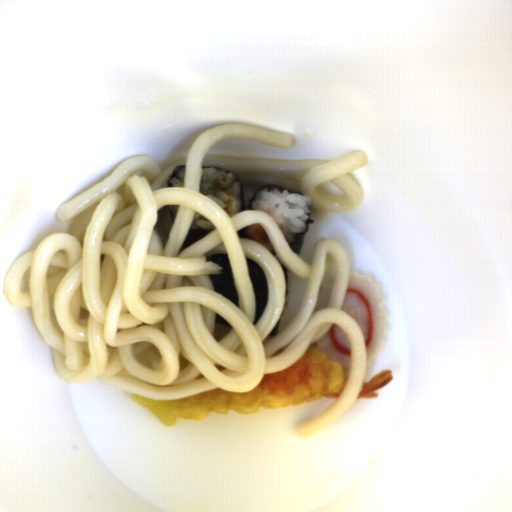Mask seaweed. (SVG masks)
Segmentation results:
<instances>
[{
	"label": "seaweed",
	"mask_w": 512,
	"mask_h": 512,
	"mask_svg": "<svg viewBox=\"0 0 512 512\" xmlns=\"http://www.w3.org/2000/svg\"><path fill=\"white\" fill-rule=\"evenodd\" d=\"M204 258L206 261H212L214 264L222 267L218 274H209L208 276L213 285L214 292L239 307V294L234 283L229 255L223 252H216L215 254L206 255Z\"/></svg>",
	"instance_id": "1"
},
{
	"label": "seaweed",
	"mask_w": 512,
	"mask_h": 512,
	"mask_svg": "<svg viewBox=\"0 0 512 512\" xmlns=\"http://www.w3.org/2000/svg\"><path fill=\"white\" fill-rule=\"evenodd\" d=\"M247 273L250 276L255 292V319L251 325L256 326L262 317L269 300L267 275L261 265L253 258L246 257Z\"/></svg>",
	"instance_id": "2"
},
{
	"label": "seaweed",
	"mask_w": 512,
	"mask_h": 512,
	"mask_svg": "<svg viewBox=\"0 0 512 512\" xmlns=\"http://www.w3.org/2000/svg\"><path fill=\"white\" fill-rule=\"evenodd\" d=\"M216 229H202V228L190 229L189 228L186 239L179 251L178 256L182 252H184L188 247H190L191 245H193L194 243H196L197 241H199L200 239H202L203 237L210 234L211 232H213Z\"/></svg>",
	"instance_id": "3"
},
{
	"label": "seaweed",
	"mask_w": 512,
	"mask_h": 512,
	"mask_svg": "<svg viewBox=\"0 0 512 512\" xmlns=\"http://www.w3.org/2000/svg\"><path fill=\"white\" fill-rule=\"evenodd\" d=\"M311 216H313V212L311 213L310 217L306 221V228L304 229V231L302 233H300L299 235L295 236V239L292 242H288L290 248L298 256H299L300 251H301V247H302L304 236L309 231L310 224L314 222V220L311 219Z\"/></svg>",
	"instance_id": "4"
},
{
	"label": "seaweed",
	"mask_w": 512,
	"mask_h": 512,
	"mask_svg": "<svg viewBox=\"0 0 512 512\" xmlns=\"http://www.w3.org/2000/svg\"><path fill=\"white\" fill-rule=\"evenodd\" d=\"M264 189H267V190L278 189L281 192L286 190L288 192V194H299L301 197L304 196L302 192H299V191H296V190H293V189H290V188H286V187H282V186H278V185H274V184L273 185H267V186H264L262 188H259L258 190H256L254 192V194L250 198V201H249V204H248V210H251V206H252L253 201L255 200L256 194L259 191H262Z\"/></svg>",
	"instance_id": "5"
},
{
	"label": "seaweed",
	"mask_w": 512,
	"mask_h": 512,
	"mask_svg": "<svg viewBox=\"0 0 512 512\" xmlns=\"http://www.w3.org/2000/svg\"><path fill=\"white\" fill-rule=\"evenodd\" d=\"M202 168L216 169V170L223 171V172H226V173H231L236 178V180L239 182V184H240V200H241L240 211H245L244 186H243V182L241 181L238 173H235V172H232V171H228V170H225V169H221V168L209 167V166H202Z\"/></svg>",
	"instance_id": "6"
},
{
	"label": "seaweed",
	"mask_w": 512,
	"mask_h": 512,
	"mask_svg": "<svg viewBox=\"0 0 512 512\" xmlns=\"http://www.w3.org/2000/svg\"><path fill=\"white\" fill-rule=\"evenodd\" d=\"M280 267L283 271V277H284V286H285V296L289 293V273H288V268L286 266H284L281 262H280Z\"/></svg>",
	"instance_id": "7"
},
{
	"label": "seaweed",
	"mask_w": 512,
	"mask_h": 512,
	"mask_svg": "<svg viewBox=\"0 0 512 512\" xmlns=\"http://www.w3.org/2000/svg\"><path fill=\"white\" fill-rule=\"evenodd\" d=\"M184 167L183 165H179L177 166L171 173L170 177L168 178L167 180V188H172L173 184L171 183L172 180L176 177V175L181 171L183 170Z\"/></svg>",
	"instance_id": "8"
},
{
	"label": "seaweed",
	"mask_w": 512,
	"mask_h": 512,
	"mask_svg": "<svg viewBox=\"0 0 512 512\" xmlns=\"http://www.w3.org/2000/svg\"><path fill=\"white\" fill-rule=\"evenodd\" d=\"M215 324H222L224 326H227L231 329H234L232 324L229 323L227 320H225L222 316H220L218 313H215Z\"/></svg>",
	"instance_id": "9"
},
{
	"label": "seaweed",
	"mask_w": 512,
	"mask_h": 512,
	"mask_svg": "<svg viewBox=\"0 0 512 512\" xmlns=\"http://www.w3.org/2000/svg\"><path fill=\"white\" fill-rule=\"evenodd\" d=\"M280 321H281V317L280 319L278 320V322L275 324V326L272 328V330L270 331V333L268 334V336L266 337V339H274L279 331V327H280ZM265 339V340H266Z\"/></svg>",
	"instance_id": "10"
},
{
	"label": "seaweed",
	"mask_w": 512,
	"mask_h": 512,
	"mask_svg": "<svg viewBox=\"0 0 512 512\" xmlns=\"http://www.w3.org/2000/svg\"><path fill=\"white\" fill-rule=\"evenodd\" d=\"M169 209H170L171 222H172V224H173V222H174V219H175V218H174L173 212H172V210H171V205H169Z\"/></svg>",
	"instance_id": "11"
},
{
	"label": "seaweed",
	"mask_w": 512,
	"mask_h": 512,
	"mask_svg": "<svg viewBox=\"0 0 512 512\" xmlns=\"http://www.w3.org/2000/svg\"><path fill=\"white\" fill-rule=\"evenodd\" d=\"M268 251H269V250H268ZM269 252H271V253H272V255H273V257L275 258V254H276L275 249H274V250H272V251H269Z\"/></svg>",
	"instance_id": "12"
}]
</instances>
